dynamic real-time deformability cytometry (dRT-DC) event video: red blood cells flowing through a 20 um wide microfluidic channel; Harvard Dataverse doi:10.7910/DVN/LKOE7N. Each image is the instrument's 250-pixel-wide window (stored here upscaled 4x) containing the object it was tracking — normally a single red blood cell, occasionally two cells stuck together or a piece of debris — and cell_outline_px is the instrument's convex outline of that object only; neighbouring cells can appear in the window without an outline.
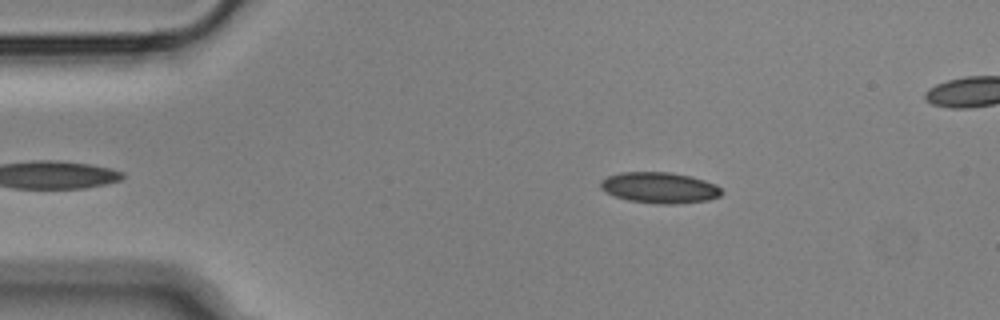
{"species": "Egyptian fruit bat (a non-hibernating species)", "species_latin": "Rousettus aegyptiacus", "temperature_condition": "cold", "stored_images_in_passage": 41, "camera_frame_rate_fps": 3000, "um_per_image_px": 0.085, "animal": {"sex": "male"}, "frame": {"image": 1, "passage_image": 3, "time_ms": 0.667, "image_size_px": [1000, 320], "cell_outline_px": [[724, 192], [720, 196], [708, 200], [676, 204], [660, 204], [628, 200], [616, 196], [600, 188], [600, 180], [608, 176], [620, 172], [668, 172], [692, 176], [716, 184]], "centroid_in_image_um": [56.09, 15.95], "position_along_channel_um": 28.9, "area_um2": 21.85}}
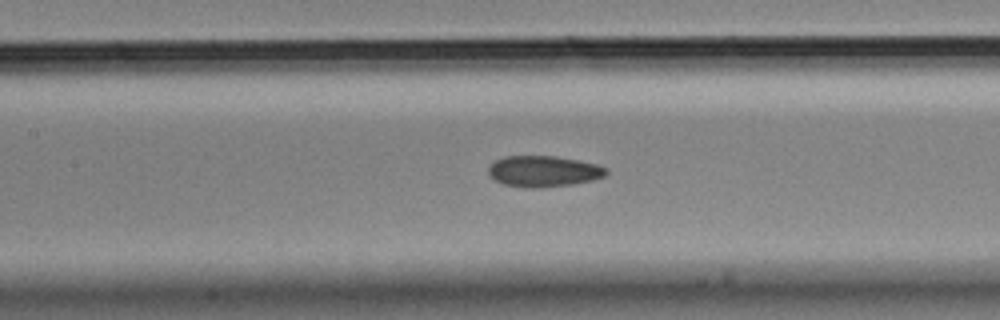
{"frame": {"image": 2, "passage_image": 18, "time_ms": 5.667, "image_size_px": [1000, 320], "cell_outline_px": [[608, 172], [604, 176], [592, 180], [572, 184], [532, 188], [504, 184], [496, 180], [488, 172], [488, 168], [496, 160], [504, 156], [556, 156], [580, 160], [596, 164], [608, 168]], "centroid_in_image_um": [46.23, 14.54], "position_along_channel_um": 161.2, "area_um2": 21.1}}
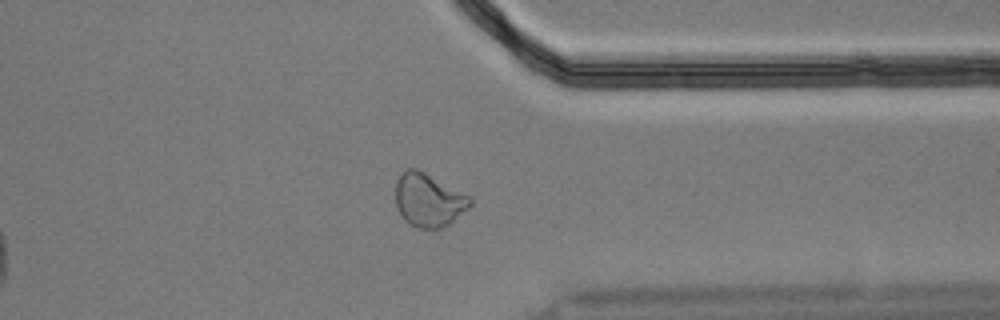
{"frame": {"image": 3, "passage_image": 36, "time_ms": 11.667, "image_size_px": [1000, 320], "cell_outline_px": [[472, 204], [468, 208], [448, 224], [440, 228], [416, 228], [408, 224], [404, 220], [396, 204], [396, 180], [408, 168], [416, 168], [472, 196]], "centroid_in_image_um": [36.44, 17.0], "position_along_channel_um": 375.0, "area_um2": 23.06}, "authors_computed_cell_mechanics": {"area_um2": 21.386, "velocity_mm_per_s": 3.6315, "shape_relaxation_time_tau1_ms": 9.0999, "shape_relaxation_time_tau2_ms": 2.8756, "deformation_change_tau1": 0.1356, "deformation_change_tau2": 0.0796}}